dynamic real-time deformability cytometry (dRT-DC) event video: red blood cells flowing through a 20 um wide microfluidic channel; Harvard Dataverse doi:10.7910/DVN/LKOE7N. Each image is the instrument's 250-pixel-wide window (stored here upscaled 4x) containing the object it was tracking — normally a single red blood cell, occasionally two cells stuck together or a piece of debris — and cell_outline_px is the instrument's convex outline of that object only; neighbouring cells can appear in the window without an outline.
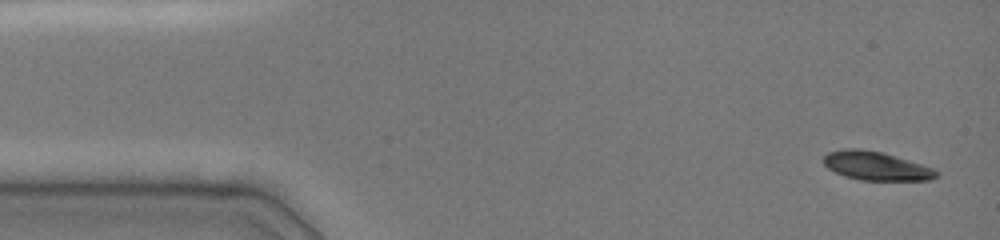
{"species": "common noctule bat (a hibernating species)", "species_latin": "Nyctalus noctula", "temperature_condition": "cold", "stored_images_in_passage": 12, "camera_frame_rate_fps": 3000, "um_per_image_px": 0.085, "animal": {"sex": "female", "body_mass_g": 19.0, "forearm_length_mm": 51.5}, "frame": {"image": 1, "passage_image": 1, "time_ms": 0.0, "image_size_px": [1000, 240], "cell_outline_px": [[940, 172], [932, 180], [860, 180], [844, 176], [828, 168], [824, 164], [824, 156], [828, 152], [844, 148], [860, 148], [880, 152], [920, 164], [932, 168]], "centroid_in_image_um": [74.44, 14.11], "position_along_channel_um": 10.6, "area_um2": 18.61}}
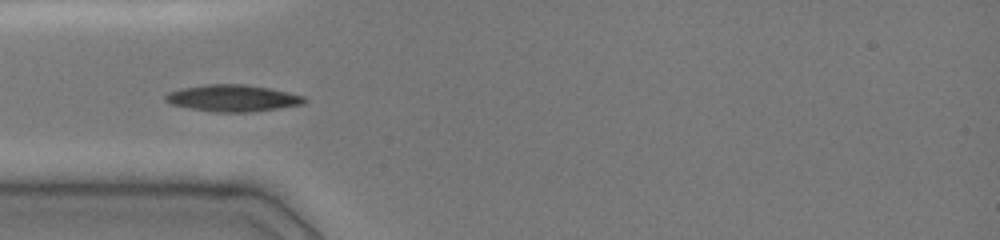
{"frame": {"image": 2, "passage_image": 9, "time_ms": 4.0, "image_size_px": [1000, 240], "cell_outline_px": [[308, 100], [304, 104], [248, 112], [212, 112], [172, 104], [164, 100], [164, 96], [168, 92], [180, 88], [204, 84], [244, 84], [268, 88], [288, 92], [304, 96]], "centroid_in_image_um": [19.76, 8.33], "position_along_channel_um": 65.2, "area_um2": 21.56}}
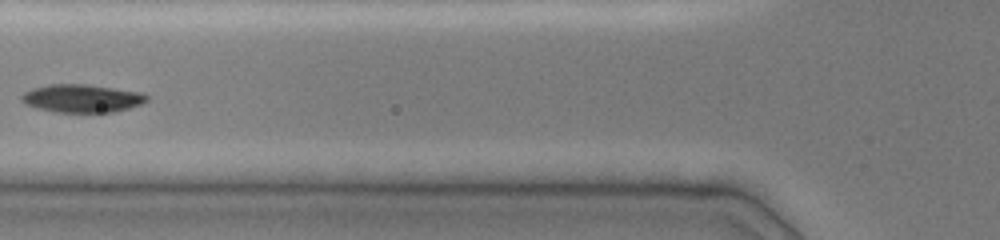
{"frame": {"image": 3, "passage_image": 10, "time_ms": 5.333, "image_size_px": [1000, 240], "cell_outline_px": [[148, 100], [140, 104], [116, 112], [56, 112], [36, 108], [20, 100], [20, 96], [24, 92], [32, 88], [48, 84], [88, 84], [140, 92], [148, 96]], "centroid_in_image_um": [6.94, 8.35], "position_along_channel_um": 118.9, "area_um2": 20.46}}